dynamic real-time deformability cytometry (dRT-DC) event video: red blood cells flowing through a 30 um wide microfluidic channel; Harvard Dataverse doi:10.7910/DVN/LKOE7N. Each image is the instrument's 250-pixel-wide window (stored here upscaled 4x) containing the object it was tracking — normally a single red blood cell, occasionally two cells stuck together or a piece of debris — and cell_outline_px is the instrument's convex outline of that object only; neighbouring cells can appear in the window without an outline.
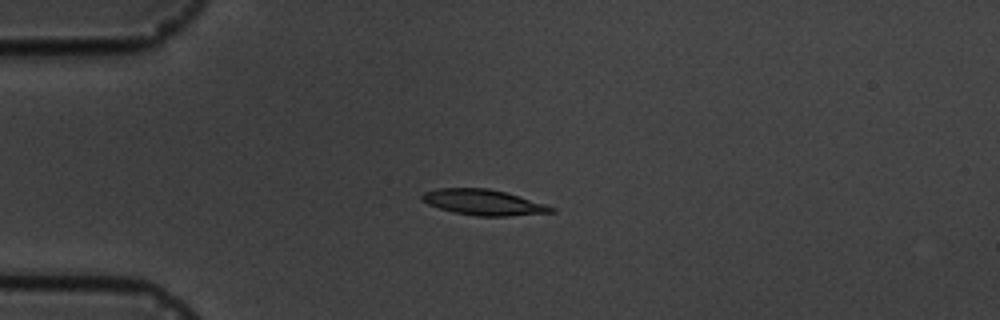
{"species": "common noctule bat (a hibernating species)", "species_latin": "Nyctalus noctula", "temperature_condition": "cold", "stored_images_in_passage": 6, "camera_frame_rate_fps": 3000, "um_per_image_px": 0.085, "animal": {"sex": "male", "body_mass_g": 19.5, "forearm_length_mm": 54.6}, "frame": {"image": 1, "passage_image": 4, "time_ms": 4.333, "image_size_px": [1000, 320], "cell_outline_px": [[556, 212], [508, 216], [476, 216], [452, 212], [428, 204], [420, 200], [420, 196], [424, 192], [440, 188], [488, 188], [520, 196], [556, 208]], "centroid_in_image_um": [41.08, 17.2], "position_along_channel_um": 43.9, "area_um2": 19.31}}
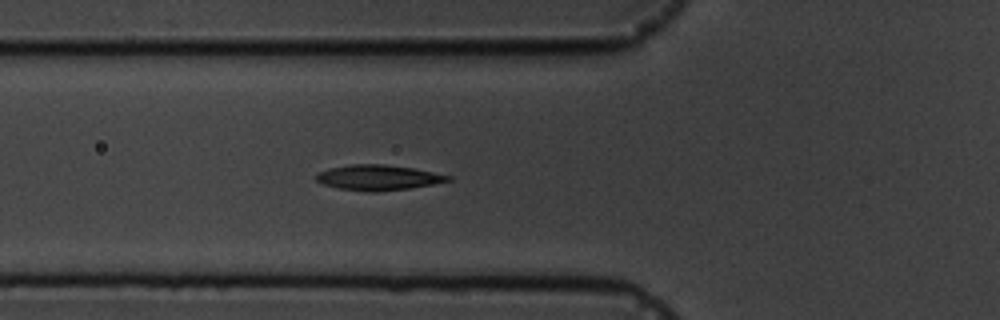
{"frame": {"image": 2, "passage_image": 6, "time_ms": 6.333, "image_size_px": [1000, 320], "cell_outline_px": [[452, 180], [432, 184], [408, 188], [376, 192], [368, 192], [336, 188], [324, 184], [316, 180], [316, 172], [328, 168], [348, 164], [384, 164], [412, 168], [452, 176]], "centroid_in_image_um": [32.09, 15.09], "position_along_channel_um": 93.7, "area_um2": 19.48}}